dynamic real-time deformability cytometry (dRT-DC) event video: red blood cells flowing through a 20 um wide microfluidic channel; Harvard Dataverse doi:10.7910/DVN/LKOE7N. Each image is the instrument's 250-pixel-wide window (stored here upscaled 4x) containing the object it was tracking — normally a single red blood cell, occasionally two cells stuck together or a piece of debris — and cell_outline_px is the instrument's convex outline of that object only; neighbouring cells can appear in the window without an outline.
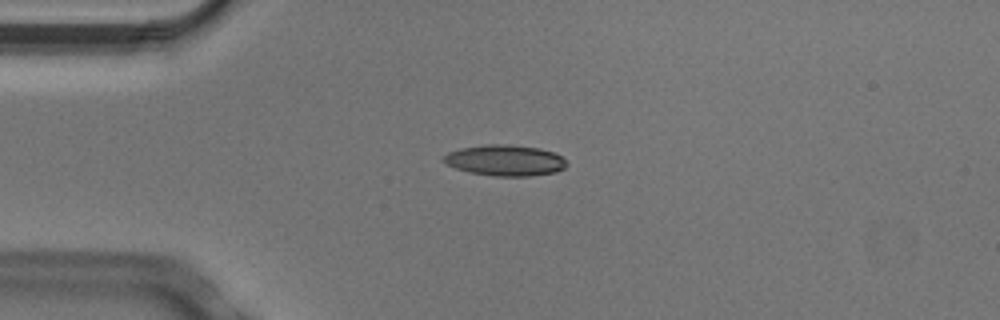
{"species": "Egyptian fruit bat (a non-hibernating species)", "species_latin": "Rousettus aegyptiacus", "temperature_condition": "cold", "stored_images_in_passage": 9, "camera_frame_rate_fps": 3000, "um_per_image_px": 0.085, "animal": {"sex": "male"}, "frame": {"image": 1, "passage_image": 4, "time_ms": 1.0, "image_size_px": [1000, 320], "cell_outline_px": [[568, 164], [564, 168], [556, 172], [532, 176], [496, 176], [468, 172], [456, 168], [448, 164], [444, 160], [444, 156], [448, 152], [460, 148], [484, 144], [508, 144], [540, 148], [552, 152], [560, 156]], "centroid_in_image_um": [42.94, 13.63], "position_along_channel_um": 42.1, "area_um2": 22.14}}
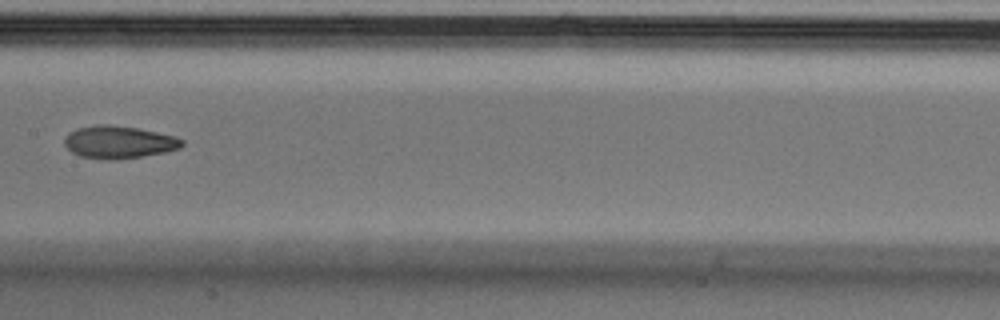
{"frame": {"image": 2, "passage_image": 8, "time_ms": 2.333, "image_size_px": [1000, 320], "cell_outline_px": [[184, 144], [180, 148], [164, 152], [116, 160], [104, 160], [80, 156], [72, 152], [64, 144], [64, 136], [76, 128], [96, 124], [108, 124], [140, 128], [176, 136], [184, 140]], "centroid_in_image_um": [10.09, 12.07], "position_along_channel_um": 197.3, "area_um2": 22.54}}
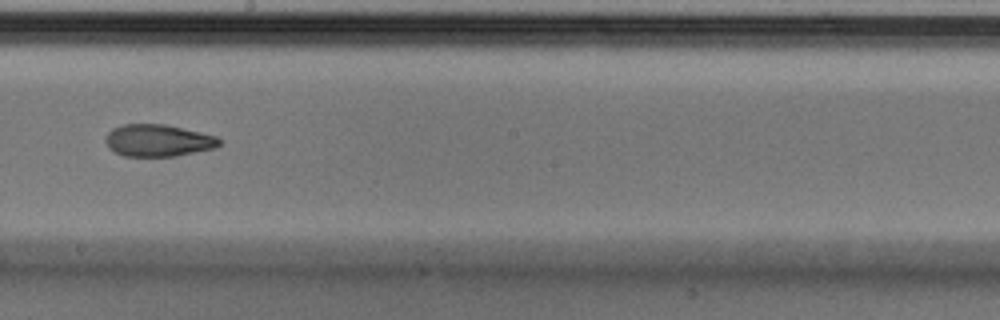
{"frame": {"image": 3, "passage_image": 9, "time_ms": 2.667, "image_size_px": [1000, 320], "cell_outline_px": [[224, 140], [220, 144], [212, 148], [176, 156], [124, 156], [108, 148], [104, 140], [108, 132], [112, 128], [124, 124], [164, 124], [200, 132], [216, 136]], "centroid_in_image_um": [13.41, 11.93], "position_along_channel_um": 234.8, "area_um2": 21.21}}